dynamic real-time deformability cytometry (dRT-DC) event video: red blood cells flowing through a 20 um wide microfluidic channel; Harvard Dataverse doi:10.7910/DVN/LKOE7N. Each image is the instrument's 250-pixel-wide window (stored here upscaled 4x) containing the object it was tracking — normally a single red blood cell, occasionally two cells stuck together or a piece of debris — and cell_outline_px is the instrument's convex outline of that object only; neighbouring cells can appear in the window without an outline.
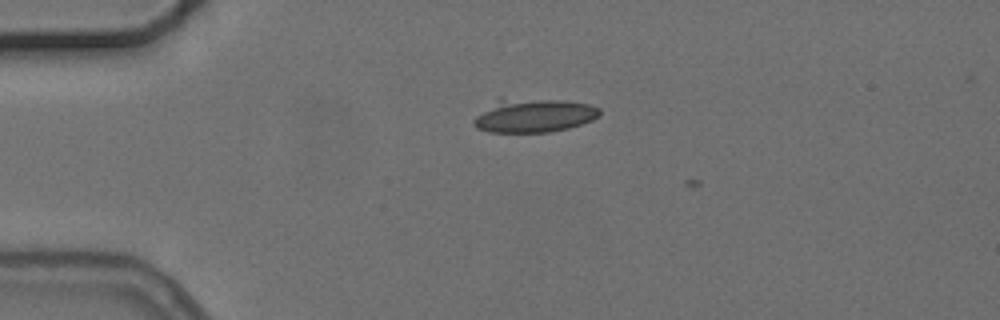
{"species": "common noctule bat (a hibernating species)", "species_latin": "Nyctalus noctula", "temperature_condition": "cold", "stored_images_in_passage": 3, "camera_frame_rate_fps": 3000, "um_per_image_px": 0.085, "animal": {"sex": "female", "body_mass_g": 24.6, "forearm_length_mm": 56.2}, "frame": {"image": 1, "passage_image": 1, "time_ms": 0.0, "image_size_px": [1000, 320], "cell_outline_px": [[600, 116], [592, 120], [568, 128], [548, 132], [488, 132], [476, 128], [472, 124], [472, 120], [476, 116], [500, 96], [564, 100], [588, 104], [600, 108]], "centroid_in_image_um": [45.33, 9.78], "position_along_channel_um": 39.7, "area_um2": 25.26}}